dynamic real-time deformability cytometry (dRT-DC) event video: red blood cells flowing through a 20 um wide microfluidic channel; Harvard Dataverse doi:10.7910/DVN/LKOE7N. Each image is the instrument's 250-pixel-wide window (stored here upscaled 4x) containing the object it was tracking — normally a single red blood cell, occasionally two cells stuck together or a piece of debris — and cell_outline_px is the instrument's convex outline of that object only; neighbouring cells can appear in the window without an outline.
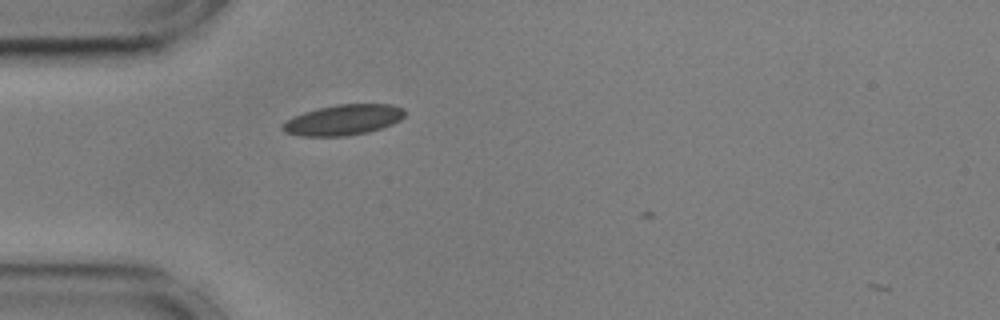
{"species": "common noctule bat (a hibernating species)", "species_latin": "Nyctalus noctula", "temperature_condition": "cold", "stored_images_in_passage": 37, "camera_frame_rate_fps": 3000, "um_per_image_px": 0.085, "animal": {"sex": "male", "body_mass_g": 17.9, "forearm_length_mm": 54.2}, "frame": {"image": 1, "passage_image": 3, "time_ms": 0.667, "image_size_px": [1000, 320], "cell_outline_px": [[404, 116], [400, 120], [392, 124], [368, 132], [348, 136], [300, 136], [284, 132], [280, 128], [280, 124], [292, 116], [316, 108], [336, 104], [392, 104], [404, 108]], "centroid_in_image_um": [29.13, 10.19], "position_along_channel_um": 55.9, "area_um2": 22.02}}
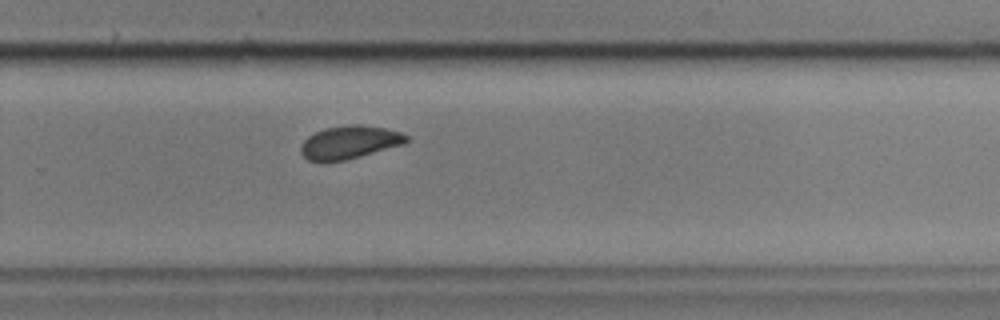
{"frame": {"image": 2, "passage_image": 24, "time_ms": 7.667, "image_size_px": [1000, 320], "cell_outline_px": [[408, 140], [404, 144], [360, 156], [344, 160], [308, 160], [300, 152], [300, 144], [308, 136], [316, 132], [328, 128], [352, 124], [360, 124], [384, 128], [400, 132], [408, 136]], "centroid_in_image_um": [29.72, 12.08], "position_along_channel_um": 300.1, "area_um2": 19.94}}
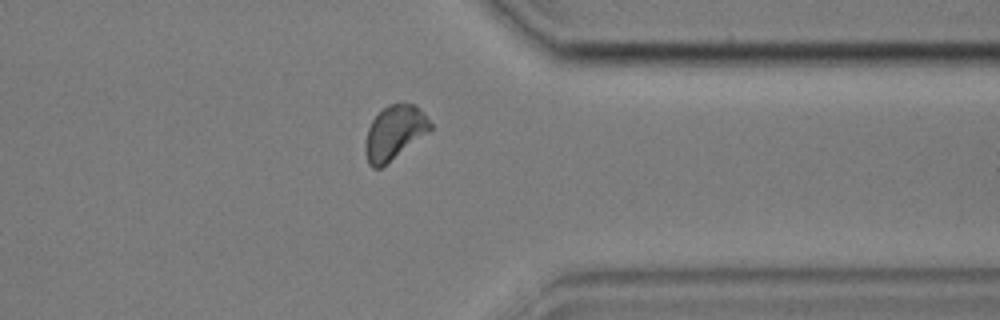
{"frame": {"image": 3, "passage_image": 31, "time_ms": 10.0, "image_size_px": [1000, 320], "cell_outline_px": [[432, 128], [428, 132], [380, 168], [372, 168], [368, 164], [364, 152], [364, 144], [368, 128], [372, 120], [388, 104], [416, 104], [424, 112], [432, 124]], "centroid_in_image_um": [33.51, 11.27], "position_along_channel_um": 377.9, "area_um2": 20.29}, "authors_computed_cell_mechanics": {"area_um2": 20.6346, "velocity_mm_per_s": 3.5774, "shape_relaxation_time_tau1_ms": 2.9678, "shape_relaxation_time_tau2_ms": 1.36, "deformation_change_tau1": 0.0879, "deformation_change_tau2": 0.0485}}